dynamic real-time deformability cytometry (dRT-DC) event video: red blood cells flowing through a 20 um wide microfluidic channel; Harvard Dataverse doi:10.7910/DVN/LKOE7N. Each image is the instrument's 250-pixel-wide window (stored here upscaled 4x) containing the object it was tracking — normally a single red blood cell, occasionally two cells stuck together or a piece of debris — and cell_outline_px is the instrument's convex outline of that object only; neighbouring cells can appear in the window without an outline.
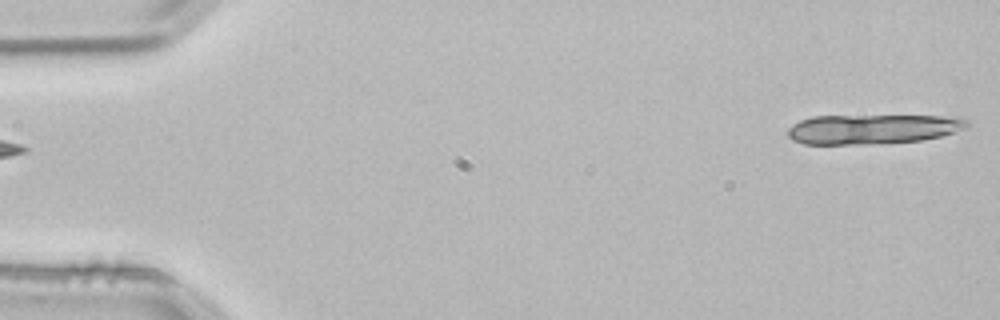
{"species": "common noctule bat (a hibernating species)", "species_latin": "Nyctalus noctula", "temperature_condition": "room temperature", "stored_images_in_passage": 4, "segment_of_instrument_passage": [2, 2], "camera_frame_rate_fps": 3000, "um_per_image_px": 0.085, "animal": {"sex": "male", "body_mass_g": 21.5, "forearm_length_mm": 52.0}, "frame": {"image": 1, "passage_image": 4, "time_ms": 1.0, "image_size_px": [1000, 320], "cell_outline_px": [[968, 128], [940, 136], [920, 140], [884, 144], [804, 144], [792, 140], [788, 136], [788, 128], [792, 124], [800, 120], [812, 116], [940, 116], [968, 120]], "centroid_in_image_um": [74.12, 10.98], "position_along_channel_um": 10.9, "area_um2": 31.04}}